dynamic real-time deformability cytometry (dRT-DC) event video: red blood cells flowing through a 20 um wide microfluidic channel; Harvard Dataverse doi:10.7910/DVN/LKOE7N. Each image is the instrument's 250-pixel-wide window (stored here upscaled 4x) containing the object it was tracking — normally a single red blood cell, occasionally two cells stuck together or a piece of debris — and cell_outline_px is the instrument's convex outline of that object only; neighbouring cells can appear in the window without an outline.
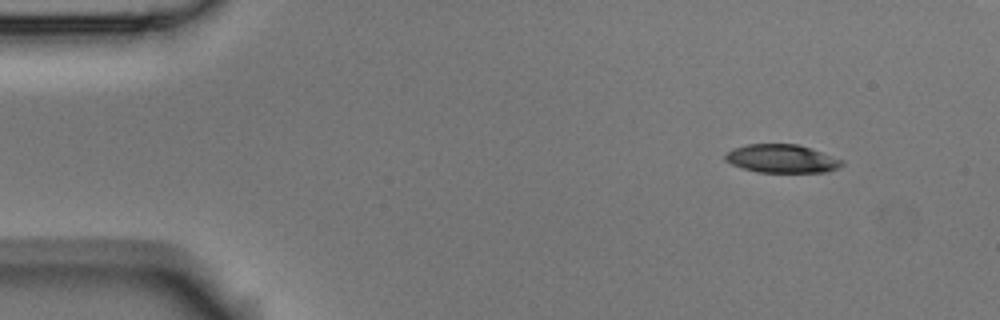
{"species": "Egyptian fruit bat (a non-hibernating species)", "species_latin": "Rousettus aegyptiacus", "temperature_condition": "room temperature", "stored_images_in_passage": 1, "camera_frame_rate_fps": 3000, "um_per_image_px": 0.085, "animal": {"sex": "male"}, "frame": {"image": 1, "passage_image": 1, "time_ms": 0.0, "image_size_px": [1000, 320], "cell_outline_px": [[824, 168], [800, 172], [780, 172], [752, 168], [768, 144], [784, 144], [804, 148]], "centroid_in_image_um": [66.84, 13.55], "position_along_channel_um": 18.2, "area_um2": 10.12}}